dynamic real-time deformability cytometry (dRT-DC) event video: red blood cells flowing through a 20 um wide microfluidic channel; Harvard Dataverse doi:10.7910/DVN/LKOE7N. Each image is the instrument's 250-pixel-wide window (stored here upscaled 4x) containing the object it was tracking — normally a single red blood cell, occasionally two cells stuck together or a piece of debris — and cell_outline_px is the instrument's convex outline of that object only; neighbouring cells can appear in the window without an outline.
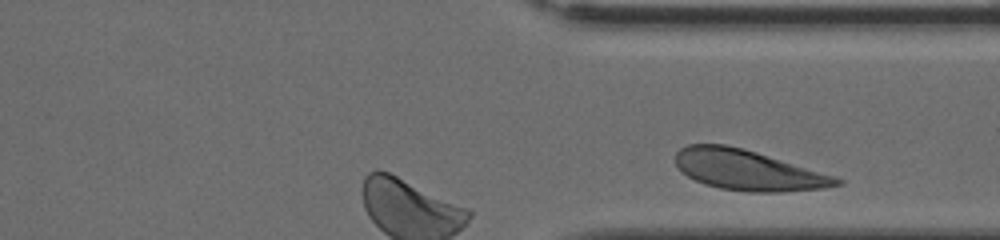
{"species": "human", "species_latin": "Homo sapiens", "temperature_condition": "cold", "stored_images_in_passage": 22, "segment_of_instrument_passage": [2, 2], "camera_frame_rate_fps": 3000, "um_per_image_px": 0.085, "donor": {"sex": "female"}, "frame": {"image": 1, "passage_image": 22, "time_ms": 7.0, "image_size_px": [1000, 240], "cell_outline_px": [[844, 184], [824, 188], [776, 192], [748, 192], [720, 188], [704, 184], [680, 172], [676, 164], [676, 152], [680, 148], [688, 144], [724, 144], [744, 148], [836, 176], [844, 180]], "centroid_in_image_um": [63.58, 14.46], "position_along_channel_um": 347.8, "area_um2": 37.97}}